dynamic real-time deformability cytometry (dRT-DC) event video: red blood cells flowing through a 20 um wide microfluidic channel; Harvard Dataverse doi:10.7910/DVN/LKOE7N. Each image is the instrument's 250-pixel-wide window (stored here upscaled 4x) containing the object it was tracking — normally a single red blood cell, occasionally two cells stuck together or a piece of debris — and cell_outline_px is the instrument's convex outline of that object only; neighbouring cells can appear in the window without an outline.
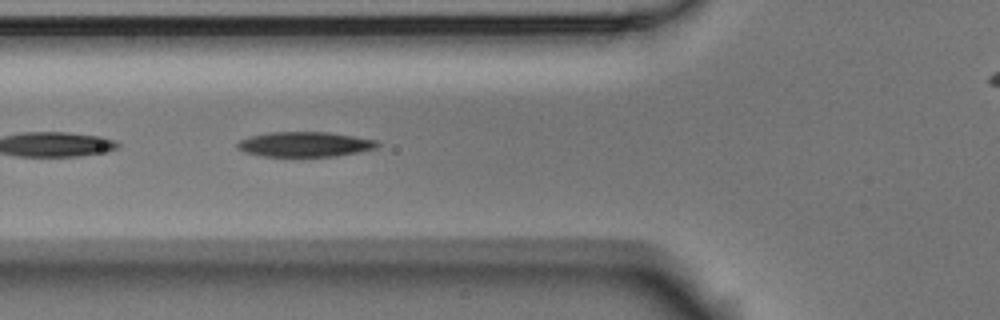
{"species": "Egyptian fruit bat (a non-hibernating species)", "species_latin": "Rousettus aegyptiacus", "temperature_condition": "room temperature", "stored_images_in_passage": 11, "camera_frame_rate_fps": 3000, "um_per_image_px": 0.085, "animal": {"sex": "male"}, "frame": {"image": 1, "passage_image": 7, "time_ms": 2.0, "image_size_px": [1000, 320], "cell_outline_px": [[380, 144], [376, 148], [360, 152], [336, 156], [264, 156], [244, 152], [236, 148], [236, 144], [240, 140], [252, 136], [268, 132], [328, 132], [376, 140]], "centroid_in_image_um": [25.91, 12.27], "position_along_channel_um": 99.9, "area_um2": 20.29}}